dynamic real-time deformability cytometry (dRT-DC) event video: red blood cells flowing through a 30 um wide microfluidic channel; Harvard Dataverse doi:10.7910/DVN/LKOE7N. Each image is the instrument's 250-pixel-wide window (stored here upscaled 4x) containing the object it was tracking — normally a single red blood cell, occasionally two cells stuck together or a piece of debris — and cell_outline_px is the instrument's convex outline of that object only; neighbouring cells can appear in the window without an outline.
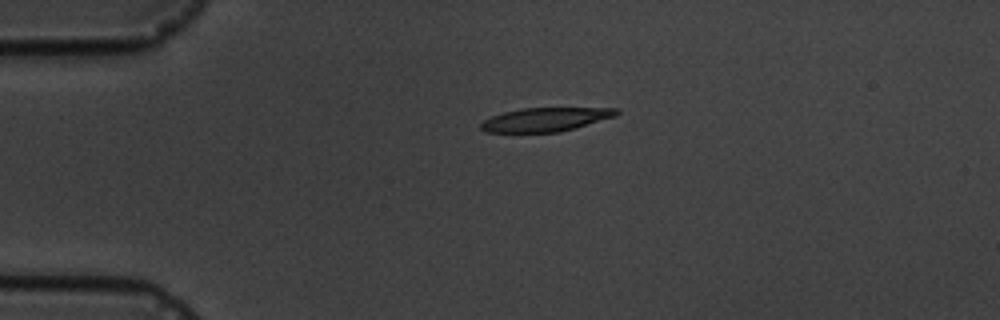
{"species": "common noctule bat (a hibernating species)", "species_latin": "Nyctalus noctula", "temperature_condition": "cold", "stored_images_in_passage": 2, "camera_frame_rate_fps": 3000, "um_per_image_px": 0.085, "animal": {"sex": "male", "body_mass_g": 19.5, "forearm_length_mm": 54.6}, "frame": {"image": 1, "passage_image": 1, "time_ms": 0.0, "image_size_px": [1000, 320], "cell_outline_px": [[620, 112], [616, 116], [576, 128], [560, 132], [484, 132], [480, 128], [480, 124], [484, 120], [492, 116], [504, 112], [524, 108], [620, 108]], "centroid_in_image_um": [46.4, 10.16], "position_along_channel_um": 38.6, "area_um2": 18.79}}